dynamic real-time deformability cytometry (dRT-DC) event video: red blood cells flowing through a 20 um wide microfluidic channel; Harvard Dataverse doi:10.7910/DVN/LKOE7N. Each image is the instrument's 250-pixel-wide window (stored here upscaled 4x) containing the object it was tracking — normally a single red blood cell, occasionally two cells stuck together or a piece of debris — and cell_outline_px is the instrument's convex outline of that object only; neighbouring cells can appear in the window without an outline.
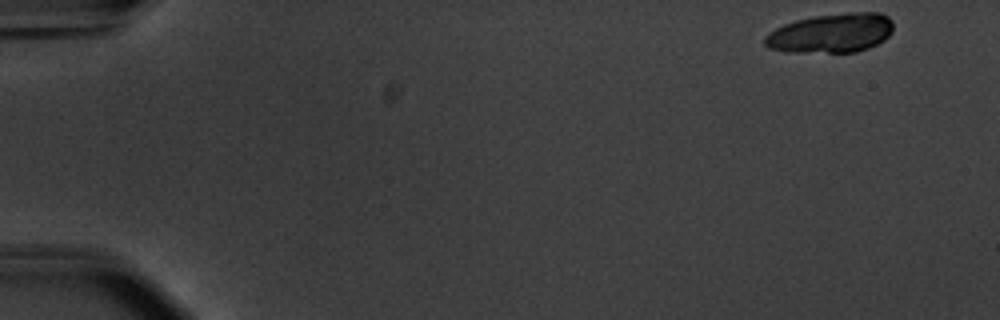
{"species": "common noctule bat (a hibernating species)", "species_latin": "Nyctalus noctula", "temperature_condition": "warm", "stored_images_in_passage": 19, "camera_frame_rate_fps": 3000, "um_per_image_px": 0.085, "animal": {"sex": "male", "body_mass_g": 20.1, "forearm_length_mm": 53.5}, "frame": {"image": 1, "passage_image": 1, "time_ms": 0.0, "image_size_px": [1000, 320], "cell_outline_px": [[892, 32], [884, 40], [868, 48], [856, 52], [788, 52], [768, 48], [764, 44], [764, 36], [776, 28], [784, 24], [796, 20], [812, 16], [848, 12], [880, 12], [888, 16], [892, 20]], "centroid_in_image_um": [70.65, 2.81], "position_along_channel_um": 14.3, "area_um2": 29.59}}